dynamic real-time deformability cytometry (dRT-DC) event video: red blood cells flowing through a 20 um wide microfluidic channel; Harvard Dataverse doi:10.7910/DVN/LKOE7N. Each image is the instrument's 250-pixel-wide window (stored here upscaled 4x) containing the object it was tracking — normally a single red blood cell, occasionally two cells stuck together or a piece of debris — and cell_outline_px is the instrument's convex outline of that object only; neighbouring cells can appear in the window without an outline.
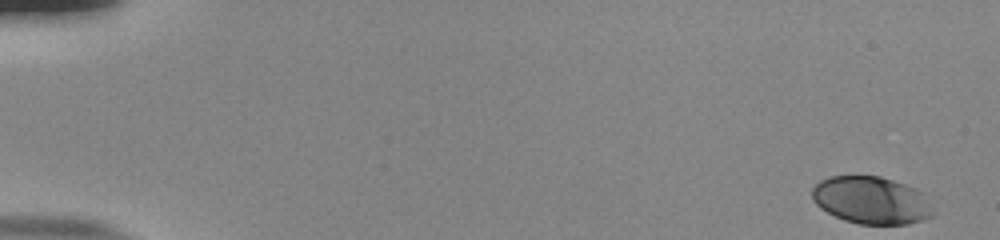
{"species": "human", "species_latin": "Homo sapiens", "temperature_condition": "room temperature", "stored_images_in_passage": 54, "camera_frame_rate_fps": 3000, "um_per_image_px": 0.085, "donor": {"sex": "male"}, "frame": {"image": 1, "passage_image": 1, "time_ms": 0.0, "image_size_px": [1000, 240], "cell_outline_px": [[932, 216], [908, 224], [860, 224], [844, 220], [820, 208], [812, 200], [812, 188], [820, 180], [828, 176], [880, 176], [916, 188], [924, 192], [932, 212]], "centroid_in_image_um": [74.03, 17.01], "position_along_channel_um": 11.0, "area_um2": 33.35}}
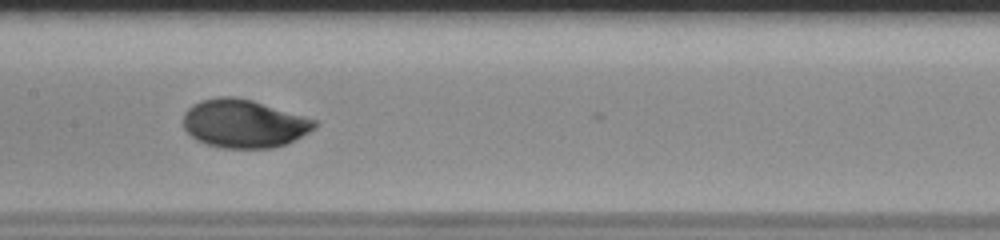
{"frame": {"image": 2, "passage_image": 28, "time_ms": 9.0, "image_size_px": [1000, 240], "cell_outline_px": [[320, 124], [316, 128], [288, 144], [272, 148], [220, 148], [204, 144], [196, 140], [184, 128], [184, 112], [192, 104], [200, 100], [216, 96], [236, 96], [252, 100], [304, 116], [316, 120]], "centroid_in_image_um": [20.73, 10.51], "position_along_channel_um": 186.7, "area_um2": 37.34}}
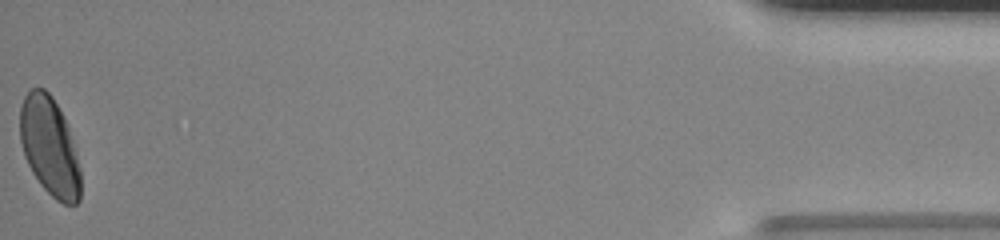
{"frame": {"image": 3, "passage_image": 54, "time_ms": 17.667, "image_size_px": [1000, 240], "cell_outline_px": [[80, 200], [76, 204], [64, 204], [56, 200], [40, 184], [32, 172], [24, 156], [20, 140], [20, 108], [24, 96], [32, 88], [44, 88], [52, 96], [64, 116], [76, 152], [80, 168]], "centroid_in_image_um": [4.21, 12.45], "position_along_channel_um": 431.0, "area_um2": 34.8}, "authors_computed_cell_mechanics": {"area_um2": 35.0268, "velocity_mm_per_s": 3.8164, "shape_relaxation_time_tau1_ms": 2.5714, "shape_relaxation_time_tau2_ms": null, "deformation_change_tau1": 0.1426, "deformation_change_tau2": null}}